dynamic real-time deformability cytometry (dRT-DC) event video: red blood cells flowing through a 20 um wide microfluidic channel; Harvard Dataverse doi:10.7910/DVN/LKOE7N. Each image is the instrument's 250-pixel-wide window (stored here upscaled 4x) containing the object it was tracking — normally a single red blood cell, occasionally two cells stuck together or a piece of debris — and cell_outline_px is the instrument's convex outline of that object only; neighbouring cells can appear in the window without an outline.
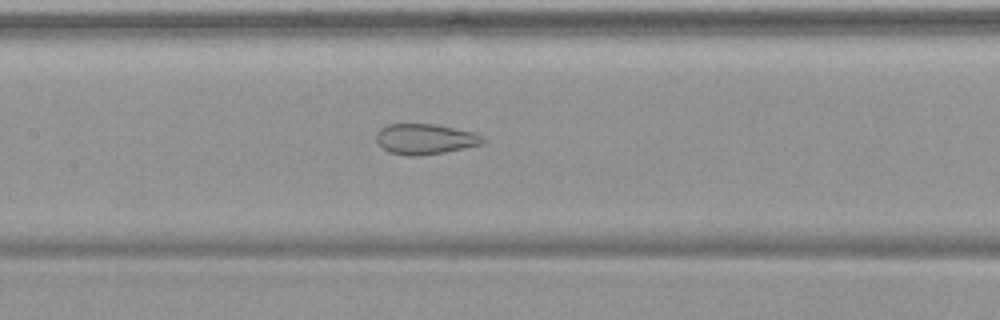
{"species": "common noctule bat (a hibernating species)", "species_latin": "Nyctalus noctula", "temperature_condition": "warm", "stored_images_in_passage": 54, "camera_frame_rate_fps": 3000, "um_per_image_px": 0.085, "animal": {"sex": "female", "body_mass_g": 19.9}, "frame": {"image": 1, "passage_image": 26, "time_ms": 8.333, "image_size_px": [1000, 320], "cell_outline_px": [[488, 140], [484, 144], [444, 152], [420, 156], [408, 156], [388, 152], [376, 140], [376, 132], [380, 128], [388, 124], [436, 124], [476, 132]], "centroid_in_image_um": [36.18, 11.81], "position_along_channel_um": 171.2, "area_um2": 19.19}}
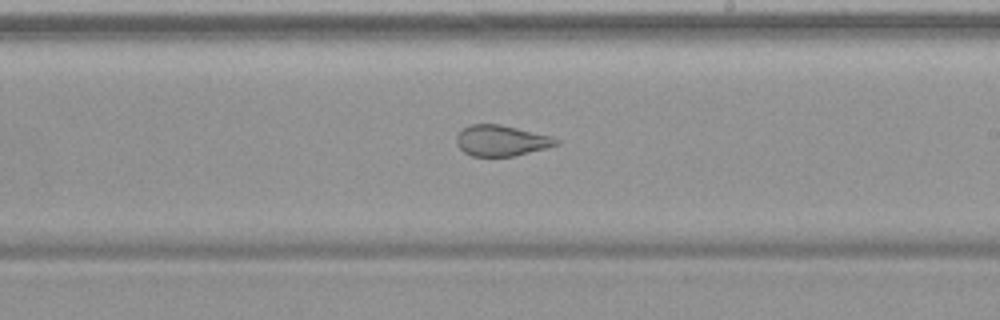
{"frame": {"image": 2, "passage_image": 32, "time_ms": 10.333, "image_size_px": [1000, 320], "cell_outline_px": [[560, 144], [548, 148], [512, 156], [472, 156], [464, 152], [456, 144], [456, 136], [468, 124], [500, 124], [552, 136], [560, 140]], "centroid_in_image_um": [42.63, 11.95], "position_along_channel_um": 246.4, "area_um2": 17.98}}
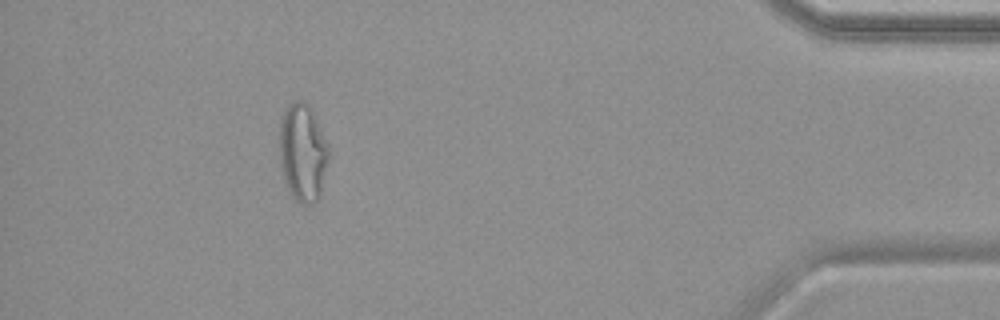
{"frame": {"image": 3, "passage_image": 49, "time_ms": 16.0, "image_size_px": [1000, 320], "cell_outline_px": [[332, 152], [320, 196], [312, 204], [300, 204], [292, 196], [284, 184], [280, 160], [280, 116], [284, 108], [292, 100], [304, 100], [312, 108], [316, 116]], "centroid_in_image_um": [25.76, 12.94], "position_along_channel_um": 409.4, "area_um2": 29.19}, "authors_computed_cell_mechanics": {"area_um2": 26.5013, "velocity_mm_per_s": 3.7712, "shape_relaxation_time_tau1_ms": null, "shape_relaxation_time_tau2_ms": 1.4192, "deformation_change_tau1": null, "deformation_change_tau2": 0.0815}}